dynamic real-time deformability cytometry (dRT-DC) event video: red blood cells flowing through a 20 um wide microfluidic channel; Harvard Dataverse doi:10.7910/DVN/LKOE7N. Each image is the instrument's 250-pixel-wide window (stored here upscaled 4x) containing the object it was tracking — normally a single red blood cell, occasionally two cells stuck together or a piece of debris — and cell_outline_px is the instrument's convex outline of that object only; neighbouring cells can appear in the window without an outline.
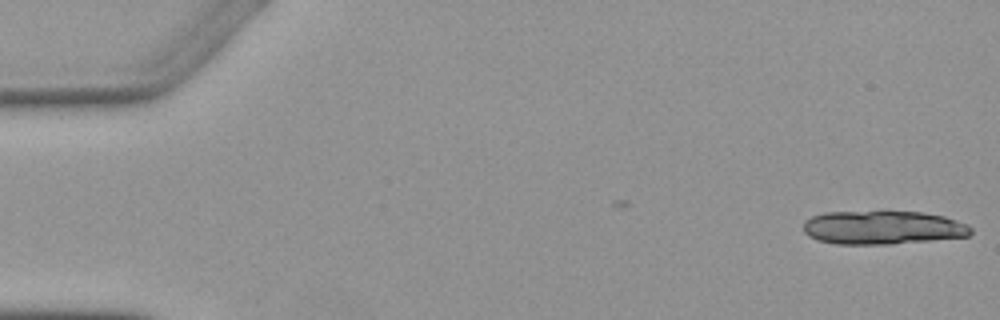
{"species": "Egyptian fruit bat (a non-hibernating species)", "species_latin": "Rousettus aegyptiacus", "temperature_condition": "warm", "stored_images_in_passage": 5, "camera_frame_rate_fps": 3000, "um_per_image_px": 0.085, "animal": {"sex": "female"}, "frame": {"image": 1, "passage_image": 1, "time_ms": 0.0, "image_size_px": [1000, 320], "cell_outline_px": [[972, 232], [968, 236], [932, 240], [892, 244], [836, 244], [816, 240], [808, 236], [804, 232], [804, 220], [812, 216], [824, 212], [924, 212], [944, 216], [968, 224], [972, 228]], "centroid_in_image_um": [75.02, 19.35], "position_along_channel_um": 10.0, "area_um2": 32.89}}